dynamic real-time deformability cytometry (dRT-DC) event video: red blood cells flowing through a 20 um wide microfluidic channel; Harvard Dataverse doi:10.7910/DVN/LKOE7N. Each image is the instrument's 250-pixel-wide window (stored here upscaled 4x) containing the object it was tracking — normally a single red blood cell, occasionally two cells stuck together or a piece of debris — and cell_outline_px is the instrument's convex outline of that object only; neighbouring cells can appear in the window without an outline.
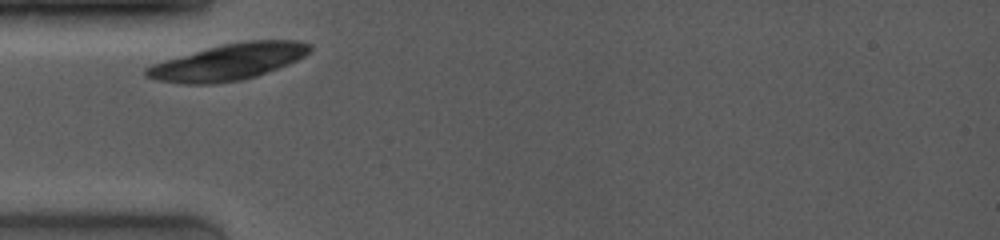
{"species": "common noctule bat (a hibernating species)", "species_latin": "Nyctalus noctula", "temperature_condition": "room temperature", "stored_images_in_passage": 1, "camera_frame_rate_fps": 4000, "um_per_image_px": 0.085, "animal": {"sex": "female", "body_mass_g": 19.0, "forearm_length_mm": 53.3}, "frame": {"image": 1, "passage_image": 1, "time_ms": 0.0, "image_size_px": [1000, 240], "cell_outline_px": [[312, 48], [304, 56], [288, 64], [256, 76], [240, 80], [212, 84], [180, 84], [156, 80], [144, 76], [144, 68], [152, 64], [164, 60], [208, 48], [224, 44], [248, 40], [296, 40], [312, 44]], "centroid_in_image_um": [19.39, 5.27], "position_along_channel_um": 65.6, "area_um2": 34.45}}